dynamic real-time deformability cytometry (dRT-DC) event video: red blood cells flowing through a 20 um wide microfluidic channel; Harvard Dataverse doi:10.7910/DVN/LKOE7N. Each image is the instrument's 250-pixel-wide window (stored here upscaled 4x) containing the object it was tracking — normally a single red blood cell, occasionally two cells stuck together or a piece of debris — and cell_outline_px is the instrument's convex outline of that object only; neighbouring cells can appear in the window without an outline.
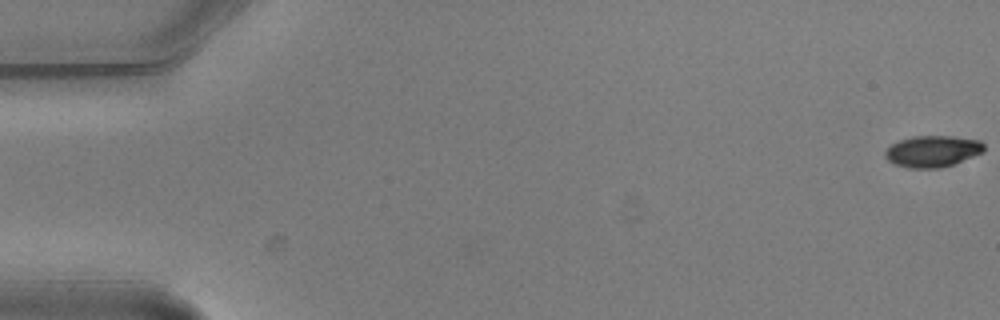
{"species": "common noctule bat (a hibernating species)", "species_latin": "Nyctalus noctula", "temperature_condition": "warm", "stored_images_in_passage": 6, "camera_frame_rate_fps": 3000, "um_per_image_px": 0.085, "animal": {"sex": "male", "body_mass_g": 20.5, "forearm_length_mm": 52.5}, "frame": {"image": 1, "passage_image": 1, "time_ms": 0.0, "image_size_px": [1000, 320], "cell_outline_px": [[984, 152], [952, 164], [940, 168], [908, 168], [896, 164], [888, 160], [884, 156], [884, 152], [892, 144], [900, 140], [912, 136], [952, 136], [980, 140], [984, 144]], "centroid_in_image_um": [79.27, 12.85], "position_along_channel_um": 5.7, "area_um2": 18.03}}
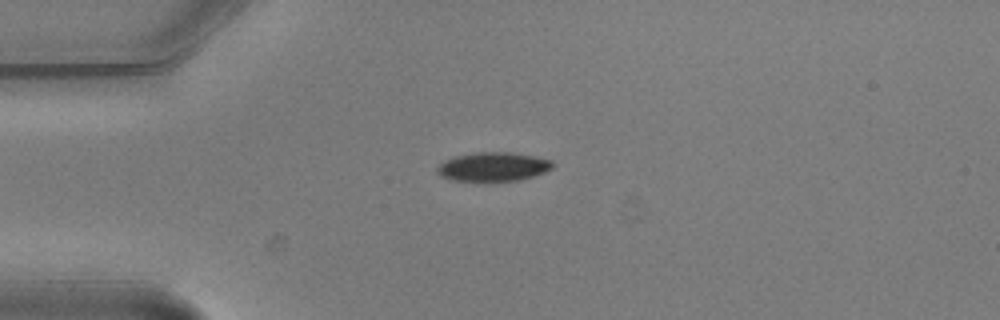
{"frame": {"image": 2, "passage_image": 5, "time_ms": 1.333, "image_size_px": [1000, 320], "cell_outline_px": [[556, 164], [552, 168], [544, 172], [520, 180], [488, 184], [476, 184], [452, 180], [440, 176], [436, 172], [436, 168], [444, 160], [456, 156], [476, 152], [512, 152], [536, 156], [552, 160]], "centroid_in_image_um": [41.89, 14.22], "position_along_channel_um": 43.1, "area_um2": 20.58}}